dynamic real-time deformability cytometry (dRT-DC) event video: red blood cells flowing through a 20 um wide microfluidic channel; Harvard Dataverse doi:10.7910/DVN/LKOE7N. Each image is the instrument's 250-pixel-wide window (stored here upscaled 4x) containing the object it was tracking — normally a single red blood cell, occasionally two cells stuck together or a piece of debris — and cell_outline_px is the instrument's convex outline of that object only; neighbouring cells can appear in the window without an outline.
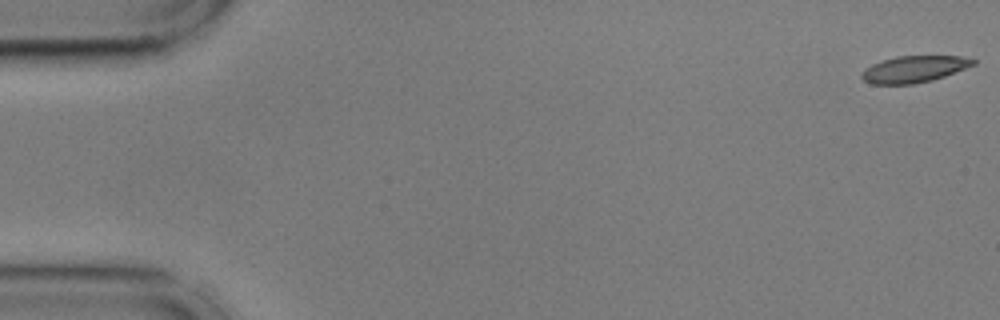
{"species": "common noctule bat (a hibernating species)", "species_latin": "Nyctalus noctula", "temperature_condition": "cold", "stored_images_in_passage": 20, "camera_frame_rate_fps": 3000, "um_per_image_px": 0.085, "animal": {"sex": "male", "body_mass_g": 17.9, "forearm_length_mm": 54.2}, "frame": {"image": 1, "passage_image": 1, "time_ms": 0.0, "image_size_px": [1000, 320], "cell_outline_px": [[976, 64], [944, 76], [932, 80], [912, 84], [872, 84], [864, 80], [860, 76], [860, 72], [864, 68], [872, 64], [896, 56], [960, 56], [976, 60]], "centroid_in_image_um": [77.66, 5.88], "position_along_channel_um": 7.3, "area_um2": 17.22}}
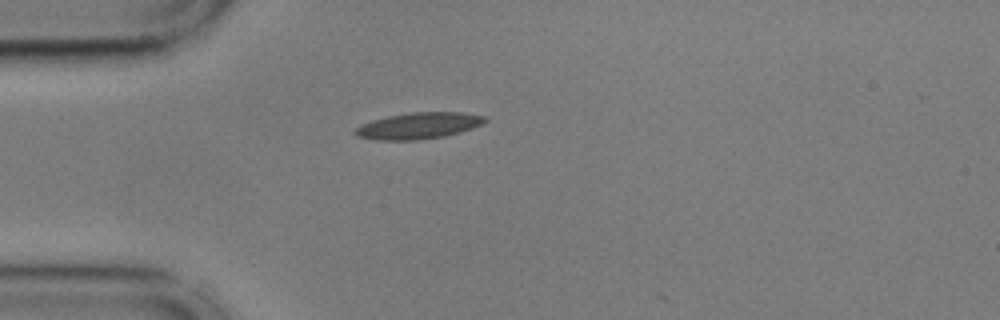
{"frame": {"image": 2, "passage_image": 15, "time_ms": 4.667, "image_size_px": [1000, 320], "cell_outline_px": [[488, 120], [472, 128], [460, 132], [444, 136], [416, 140], [376, 140], [356, 136], [352, 132], [356, 128], [372, 120], [388, 116], [412, 112], [464, 112], [484, 116]], "centroid_in_image_um": [35.57, 10.68], "position_along_channel_um": 49.4, "area_um2": 19.83}}